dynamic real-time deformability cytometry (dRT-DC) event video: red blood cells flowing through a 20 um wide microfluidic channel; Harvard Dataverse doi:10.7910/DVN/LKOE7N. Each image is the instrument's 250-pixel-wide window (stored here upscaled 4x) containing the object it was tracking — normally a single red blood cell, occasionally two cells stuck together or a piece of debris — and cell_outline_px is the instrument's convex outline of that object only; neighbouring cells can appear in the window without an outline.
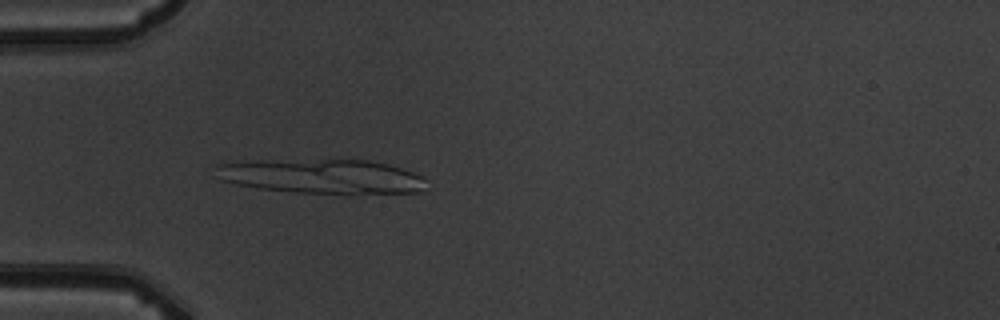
{"species": "common noctule bat (a hibernating species)", "species_latin": "Nyctalus noctula", "temperature_condition": "warm", "stored_images_in_passage": 5, "camera_frame_rate_fps": 3000, "um_per_image_px": 0.085, "animal": {"sex": "male", "body_mass_g": 19.5, "forearm_length_mm": 54.6}, "frame": {"image": 1, "passage_image": 5, "time_ms": 5.333, "image_size_px": [1000, 320], "cell_outline_px": [[424, 180], [420, 192], [292, 192], [260, 188], [236, 184], [220, 180], [216, 164], [260, 160], [368, 160], [388, 164], [412, 172], [420, 176]], "centroid_in_image_um": [27.29, 14.97], "position_along_channel_um": 57.7, "area_um2": 41.04}}